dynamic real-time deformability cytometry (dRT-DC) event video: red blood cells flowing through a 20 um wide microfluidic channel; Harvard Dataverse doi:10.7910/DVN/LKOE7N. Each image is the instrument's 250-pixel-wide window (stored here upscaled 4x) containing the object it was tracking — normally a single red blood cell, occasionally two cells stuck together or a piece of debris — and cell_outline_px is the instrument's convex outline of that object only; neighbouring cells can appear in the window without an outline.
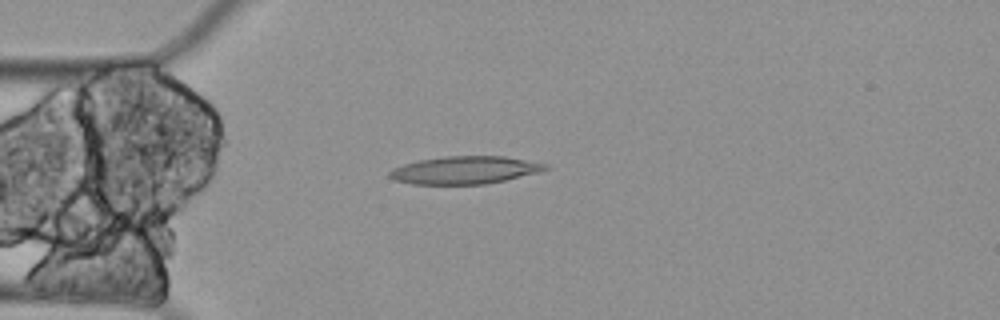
{"species": "Egyptian fruit bat (a non-hibernating species)", "species_latin": "Rousettus aegyptiacus", "temperature_condition": "cold", "stored_images_in_passage": 59, "camera_frame_rate_fps": 3000, "um_per_image_px": 0.085, "animal": {"sex": "female"}, "frame": {"image": 1, "passage_image": 15, "time_ms": 4.667, "image_size_px": [1000, 320], "cell_outline_px": [[548, 168], [536, 172], [504, 180], [484, 184], [412, 184], [392, 180], [388, 176], [388, 172], [392, 168], [404, 164], [420, 160], [444, 156], [504, 156], [548, 164]], "centroid_in_image_um": [39.43, 14.45], "position_along_channel_um": 45.6, "area_um2": 24.97}}
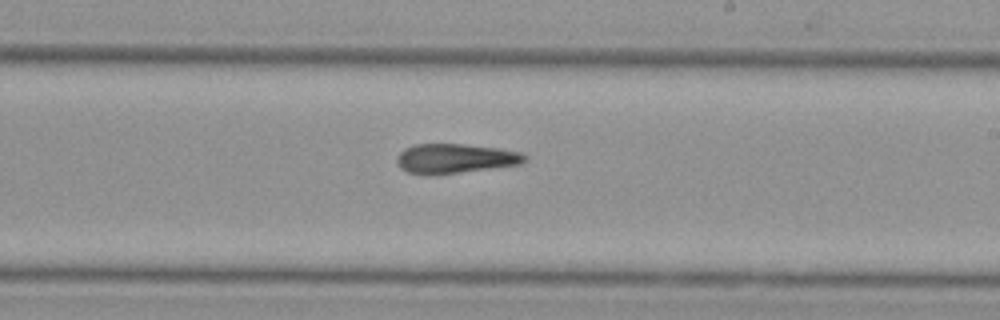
{"frame": {"image": 2, "passage_image": 34, "time_ms": 11.0, "image_size_px": [1000, 320], "cell_outline_px": [[528, 160], [520, 164], [460, 172], [408, 172], [400, 168], [396, 160], [396, 156], [404, 148], [416, 144], [464, 144], [500, 148], [524, 152], [528, 156]], "centroid_in_image_um": [38.77, 13.42], "position_along_channel_um": 250.2, "area_um2": 21.56}}
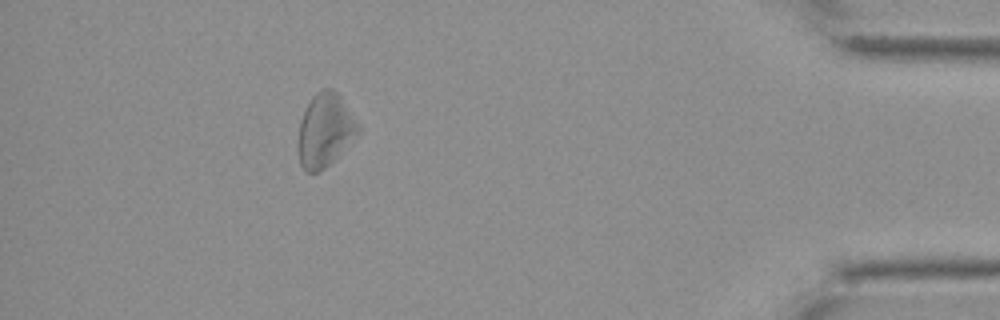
{"frame": {"image": 3, "passage_image": 53, "time_ms": 17.333, "image_size_px": [1000, 320], "cell_outline_px": [[360, 132], [320, 172], [304, 172], [300, 164], [296, 144], [300, 120], [312, 96], [320, 88], [332, 88], [336, 92], [360, 124]], "centroid_in_image_um": [27.59, 11.07], "position_along_channel_um": 407.6, "area_um2": 25.66}}